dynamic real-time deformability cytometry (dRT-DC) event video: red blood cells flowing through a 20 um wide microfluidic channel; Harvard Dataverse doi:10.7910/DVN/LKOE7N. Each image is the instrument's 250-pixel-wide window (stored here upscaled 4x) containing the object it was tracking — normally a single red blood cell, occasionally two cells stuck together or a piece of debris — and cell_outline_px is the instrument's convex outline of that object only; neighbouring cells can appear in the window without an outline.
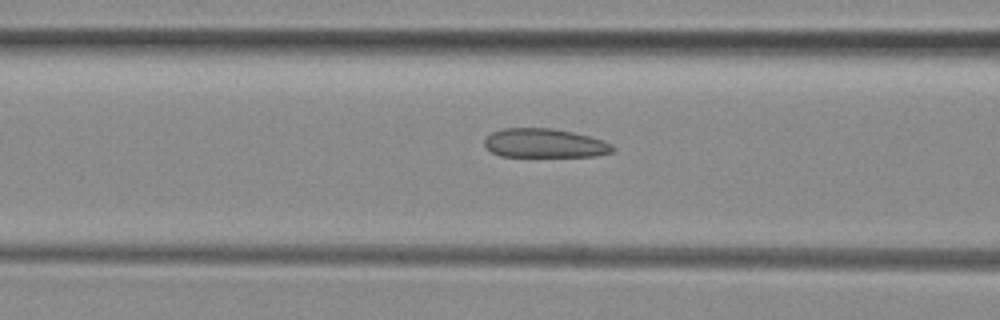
{"species": "common noctule bat (a hibernating species)", "species_latin": "Nyctalus noctula", "temperature_condition": "room temperature", "stored_images_in_passage": 35, "camera_frame_rate_fps": 3000, "um_per_image_px": 0.085, "animal": {"sex": "female", "body_mass_g": 29.2, "forearm_length_mm": 56.3}, "frame": {"image": 1, "passage_image": 13, "time_ms": 4.0, "image_size_px": [1000, 320], "cell_outline_px": [[616, 148], [612, 152], [596, 156], [500, 156], [492, 152], [484, 144], [484, 140], [492, 132], [504, 128], [552, 128], [572, 132], [588, 136], [612, 144]], "centroid_in_image_um": [46.29, 12.17], "position_along_channel_um": 120.3, "area_um2": 21.5}}
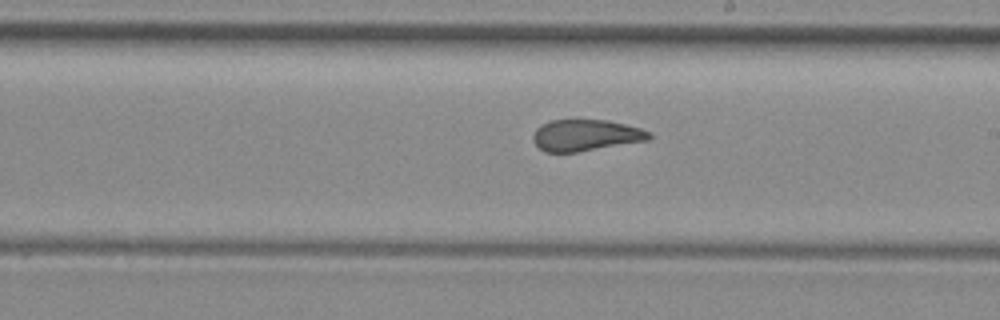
{"frame": {"image": 2, "passage_image": 22, "time_ms": 7.0, "image_size_px": [1000, 320], "cell_outline_px": [[652, 136], [648, 140], [576, 152], [544, 152], [532, 140], [532, 136], [536, 128], [540, 124], [548, 120], [608, 120], [640, 128], [652, 132]], "centroid_in_image_um": [49.76, 11.49], "position_along_channel_um": 239.2, "area_um2": 21.27}}
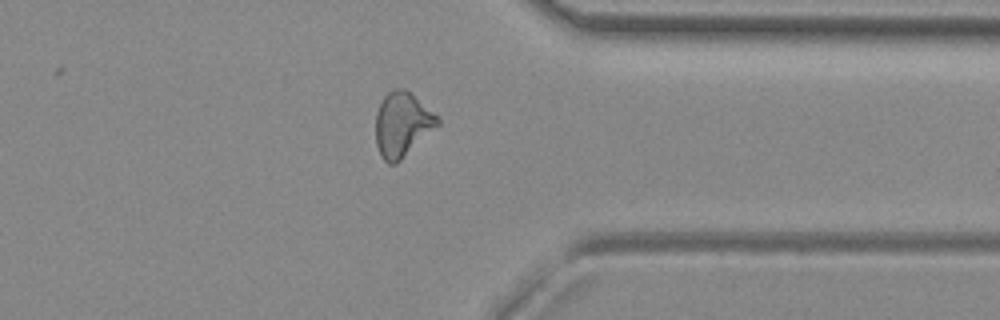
{"frame": {"image": 3, "passage_image": 33, "time_ms": 10.667, "image_size_px": [1000, 320], "cell_outline_px": [[440, 124], [396, 164], [388, 164], [380, 156], [376, 144], [376, 112], [384, 96], [392, 88], [404, 88], [436, 116], [440, 120]], "centroid_in_image_um": [34.15, 10.6], "position_along_channel_um": 377.3, "area_um2": 22.89}}